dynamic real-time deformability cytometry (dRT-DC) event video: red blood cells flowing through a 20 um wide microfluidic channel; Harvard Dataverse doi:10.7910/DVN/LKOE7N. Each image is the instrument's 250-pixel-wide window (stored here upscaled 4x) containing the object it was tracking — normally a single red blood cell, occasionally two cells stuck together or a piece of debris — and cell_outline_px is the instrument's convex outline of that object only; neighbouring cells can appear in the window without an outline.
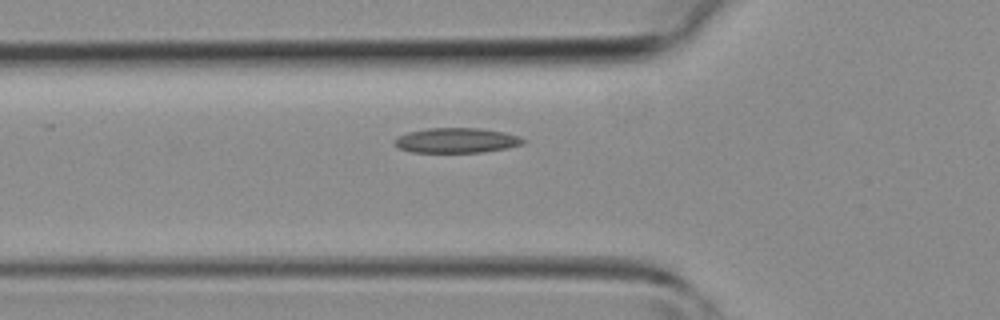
{"species": "common noctule bat (a hibernating species)", "species_latin": "Nyctalus noctula", "temperature_condition": "room temperature", "stored_images_in_passage": 26, "camera_frame_rate_fps": 3000, "um_per_image_px": 0.085, "animal": {"sex": "female", "body_mass_g": 19.3, "forearm_length_mm": 54.1}, "frame": {"image": 1, "passage_image": 4, "time_ms": 1.0, "image_size_px": [1000, 320], "cell_outline_px": [[524, 144], [508, 148], [484, 152], [412, 152], [400, 148], [392, 140], [408, 132], [428, 128], [480, 128], [504, 132], [520, 136], [524, 140]], "centroid_in_image_um": [38.84, 11.93], "position_along_channel_um": 87.0, "area_um2": 18.67}}
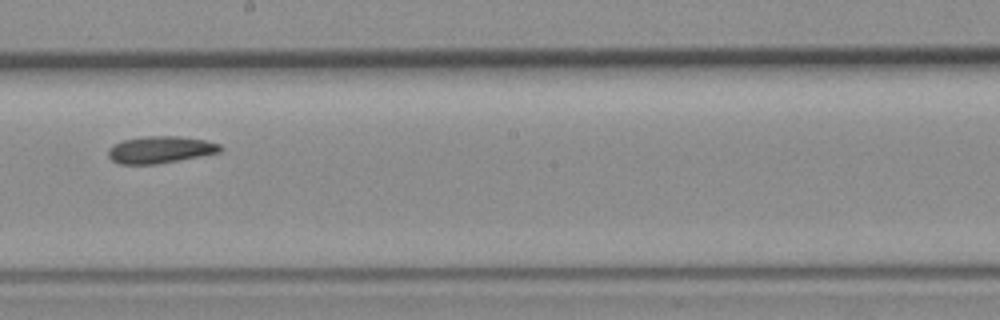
{"frame": {"image": 2, "passage_image": 13, "time_ms": 4.0, "image_size_px": [1000, 320], "cell_outline_px": [[224, 148], [220, 152], [200, 156], [156, 164], [120, 164], [112, 160], [108, 156], [108, 148], [112, 144], [124, 140], [148, 136], [180, 136], [204, 140], [220, 144]], "centroid_in_image_um": [13.62, 12.72], "position_along_channel_um": 234.6, "area_um2": 17.57}}
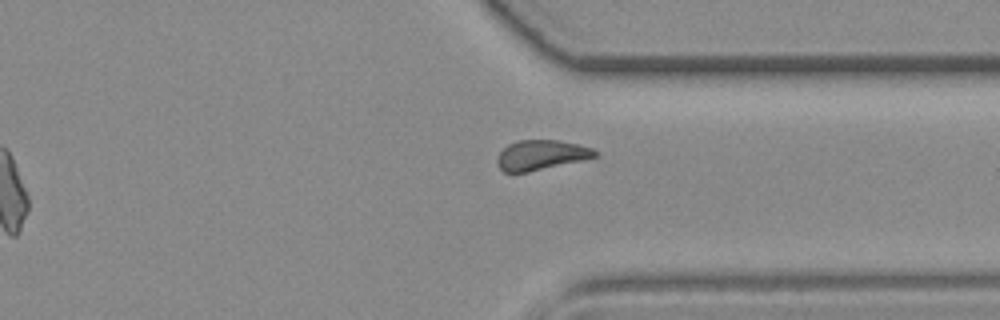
{"frame": {"image": 3, "passage_image": 21, "time_ms": 6.667, "image_size_px": [1000, 320], "cell_outline_px": [[600, 152], [596, 156], [584, 160], [528, 172], [504, 172], [496, 164], [496, 160], [500, 152], [508, 144], [516, 140], [560, 140], [580, 144], [592, 148]], "centroid_in_image_um": [46.01, 13.17], "position_along_channel_um": 365.4, "area_um2": 17.22}}